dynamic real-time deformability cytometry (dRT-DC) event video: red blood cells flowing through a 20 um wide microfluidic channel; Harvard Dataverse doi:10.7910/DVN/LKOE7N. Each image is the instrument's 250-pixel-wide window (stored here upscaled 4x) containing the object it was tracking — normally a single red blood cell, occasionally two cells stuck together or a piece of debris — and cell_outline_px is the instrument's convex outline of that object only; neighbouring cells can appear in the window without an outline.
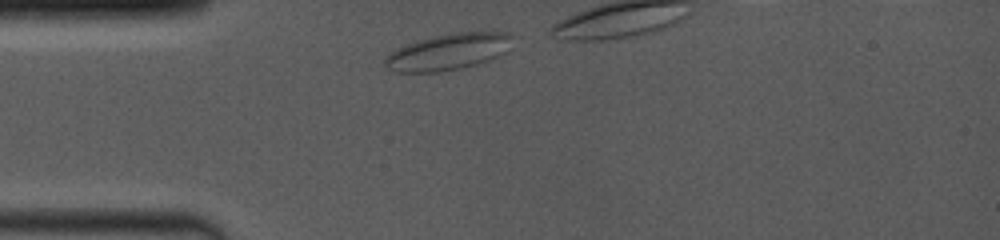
{"species": "common noctule bat (a hibernating species)", "species_latin": "Nyctalus noctula", "temperature_condition": "room temperature", "stored_images_in_passage": 10, "camera_frame_rate_fps": 4000, "um_per_image_px": 0.085, "animal": {"sex": "female", "body_mass_g": 19.0, "forearm_length_mm": 53.3}, "frame": {"image": 1, "passage_image": 1, "time_ms": 0.0, "image_size_px": [1000, 240], "cell_outline_px": [[512, 36], [508, 52], [500, 56], [464, 68], [436, 72], [396, 72], [388, 68], [384, 64], [384, 56], [396, 48], [416, 40], [432, 36], [452, 32], [508, 32]], "centroid_in_image_um": [38.08, 4.4], "position_along_channel_um": 46.9, "area_um2": 27.34}}
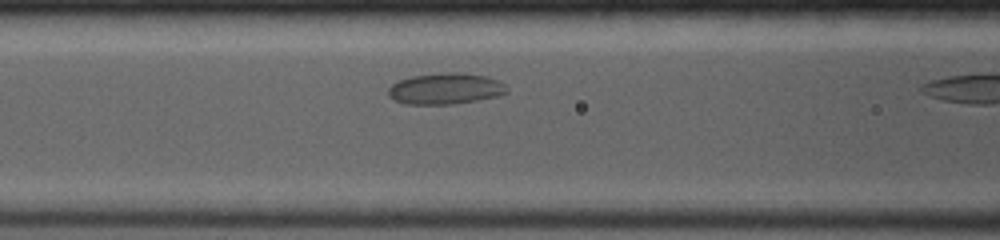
{"frame": {"image": 2, "passage_image": 9, "time_ms": 2.5, "image_size_px": [1000, 240], "cell_outline_px": [[508, 92], [496, 96], [476, 100], [452, 104], [404, 104], [388, 96], [388, 88], [392, 84], [400, 80], [412, 76], [440, 72], [456, 72], [484, 76], [496, 80], [504, 84], [508, 88]], "centroid_in_image_um": [37.83, 7.53], "position_along_channel_um": 128.8, "area_um2": 21.39}}